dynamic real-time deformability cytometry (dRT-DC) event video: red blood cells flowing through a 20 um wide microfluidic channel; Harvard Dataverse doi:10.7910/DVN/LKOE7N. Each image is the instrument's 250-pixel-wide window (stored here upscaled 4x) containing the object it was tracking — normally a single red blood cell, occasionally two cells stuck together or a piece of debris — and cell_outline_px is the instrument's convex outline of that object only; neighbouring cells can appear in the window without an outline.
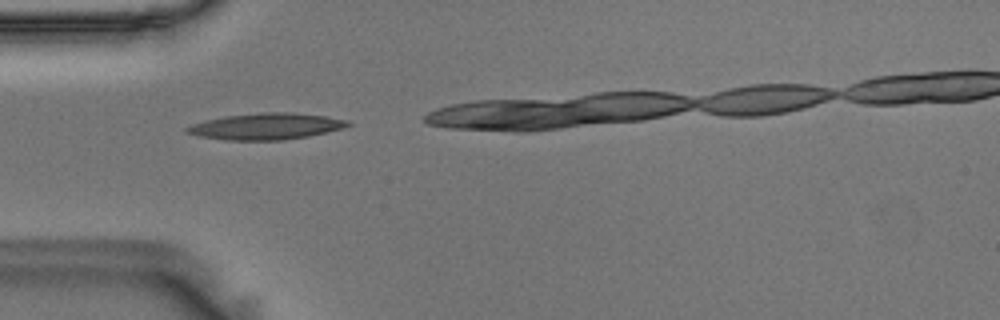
{"species": "Egyptian fruit bat (a non-hibernating species)", "species_latin": "Rousettus aegyptiacus", "temperature_condition": "room temperature", "stored_images_in_passage": 9, "camera_frame_rate_fps": 3000, "um_per_image_px": 0.085, "animal": {"sex": "male"}, "frame": {"image": 1, "passage_image": 2, "time_ms": 0.333, "image_size_px": [1000, 320], "cell_outline_px": [[352, 124], [344, 128], [308, 136], [280, 140], [228, 140], [200, 136], [184, 132], [184, 128], [192, 124], [204, 120], [224, 116], [264, 112], [292, 112], [324, 116], [348, 120]], "centroid_in_image_um": [22.6, 10.73], "position_along_channel_um": 62.4, "area_um2": 24.68}}
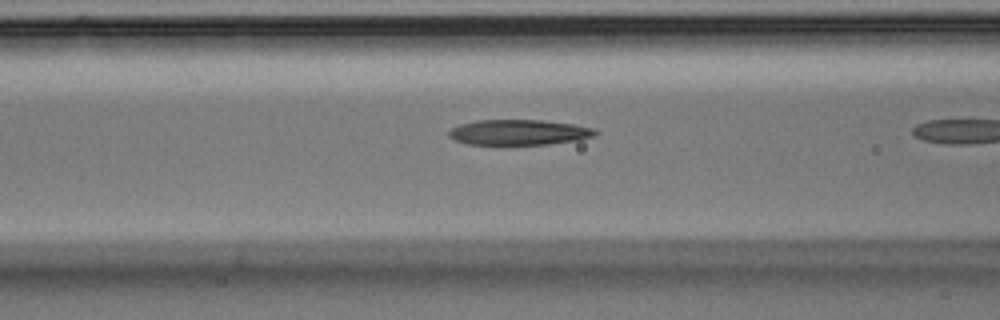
{"frame": {"image": 2, "passage_image": 7, "time_ms": 2.0, "image_size_px": [1000, 320], "cell_outline_px": [[600, 132], [592, 136], [580, 140], [548, 144], [468, 144], [456, 140], [448, 136], [448, 132], [452, 128], [460, 124], [476, 120], [540, 120], [572, 124], [592, 128]], "centroid_in_image_um": [44.1, 11.24], "position_along_channel_um": 122.5, "area_um2": 21.5}}